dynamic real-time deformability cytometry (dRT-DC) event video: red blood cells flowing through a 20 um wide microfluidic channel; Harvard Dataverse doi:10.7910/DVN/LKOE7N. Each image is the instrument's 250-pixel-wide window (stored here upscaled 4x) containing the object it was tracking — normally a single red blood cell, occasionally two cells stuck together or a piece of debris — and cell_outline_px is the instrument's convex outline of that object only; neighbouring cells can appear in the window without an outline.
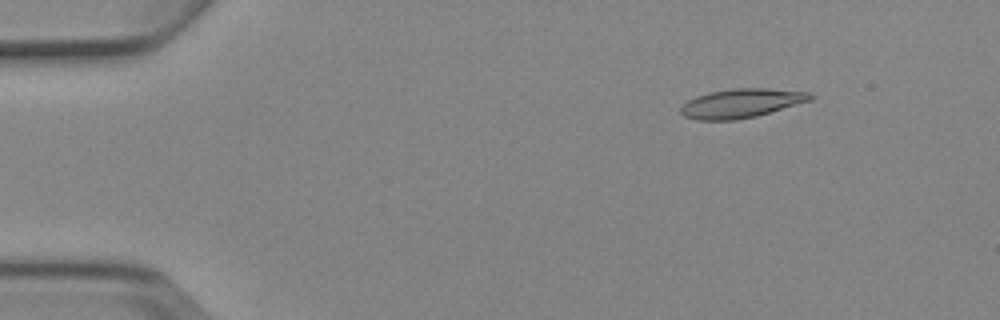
{"species": "Egyptian fruit bat (a non-hibernating species)", "species_latin": "Rousettus aegyptiacus", "temperature_condition": "cold", "stored_images_in_passage": 6, "camera_frame_rate_fps": 3000, "um_per_image_px": 0.085, "animal": {"sex": "female"}, "frame": {"image": 1, "passage_image": 2, "time_ms": 2.0, "image_size_px": [1000, 320], "cell_outline_px": [[816, 96], [812, 100], [756, 116], [736, 120], [696, 120], [684, 116], [680, 112], [680, 108], [688, 100], [696, 96], [708, 92], [736, 88], [764, 88], [808, 92]], "centroid_in_image_um": [63.01, 8.78], "position_along_channel_um": 22.0, "area_um2": 21.91}}
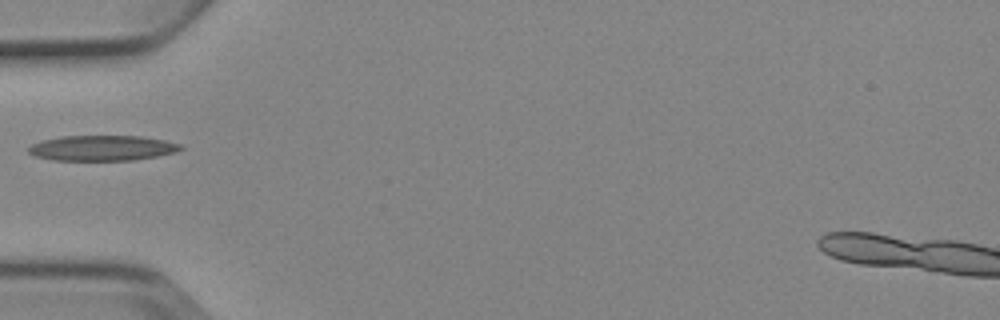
{"frame": {"image": 2, "passage_image": 5, "time_ms": 5.667, "image_size_px": [1000, 320], "cell_outline_px": [[184, 148], [176, 152], [156, 156], [132, 160], [52, 160], [36, 156], [28, 152], [28, 148], [32, 144], [40, 140], [60, 136], [140, 136], [164, 140], [184, 144]], "centroid_in_image_um": [8.7, 12.57], "position_along_channel_um": 76.3, "area_um2": 22.54}}
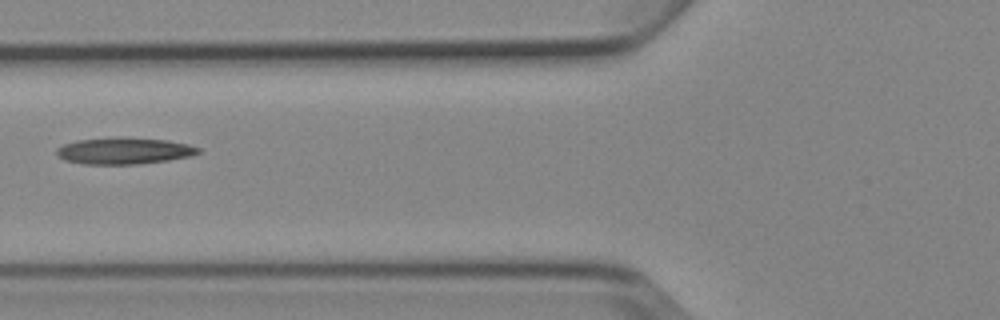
{"frame": {"image": 3, "passage_image": 6, "time_ms": 6.667, "image_size_px": [1000, 320], "cell_outline_px": [[200, 152], [192, 156], [168, 160], [140, 164], [84, 164], [64, 160], [56, 156], [56, 148], [64, 144], [76, 140], [168, 140], [188, 144], [200, 148]], "centroid_in_image_um": [10.54, 12.88], "position_along_channel_um": 115.3, "area_um2": 20.98}}